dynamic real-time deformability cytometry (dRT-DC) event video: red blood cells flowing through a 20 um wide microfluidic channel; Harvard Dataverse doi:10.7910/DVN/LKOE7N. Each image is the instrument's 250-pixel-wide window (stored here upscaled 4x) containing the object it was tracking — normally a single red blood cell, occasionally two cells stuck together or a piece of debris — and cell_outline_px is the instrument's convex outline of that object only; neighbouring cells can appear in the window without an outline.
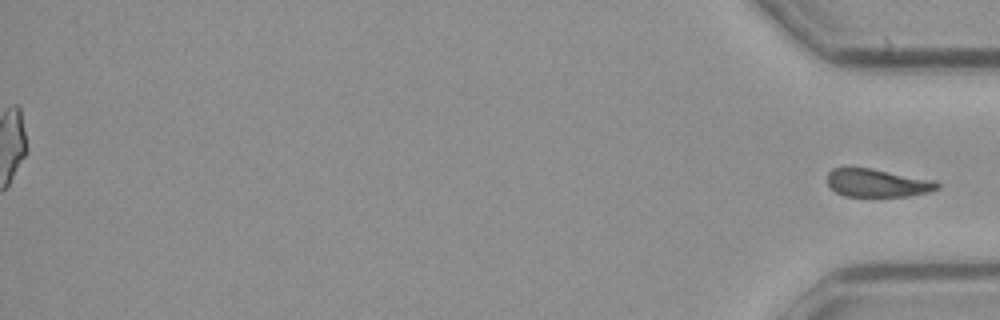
{"species": "common noctule bat (a hibernating species)", "species_latin": "Nyctalus noctula", "temperature_condition": "cold", "stored_images_in_passage": 48, "segment_of_instrument_passage": [2, 2], "camera_frame_rate_fps": 3000, "um_per_image_px": 0.085, "animal": {"sex": "male", "body_mass_g": 23.1, "forearm_length_mm": 52.7}, "frame": {"image": 1, "passage_image": 48, "time_ms": 15.667, "image_size_px": [1000, 320], "cell_outline_px": [[940, 188], [928, 192], [908, 196], [844, 196], [836, 192], [828, 184], [828, 172], [832, 168], [844, 164], [872, 168], [928, 180], [940, 184]], "centroid_in_image_um": [74.45, 15.51], "position_along_channel_um": 360.7, "area_um2": 18.15}}